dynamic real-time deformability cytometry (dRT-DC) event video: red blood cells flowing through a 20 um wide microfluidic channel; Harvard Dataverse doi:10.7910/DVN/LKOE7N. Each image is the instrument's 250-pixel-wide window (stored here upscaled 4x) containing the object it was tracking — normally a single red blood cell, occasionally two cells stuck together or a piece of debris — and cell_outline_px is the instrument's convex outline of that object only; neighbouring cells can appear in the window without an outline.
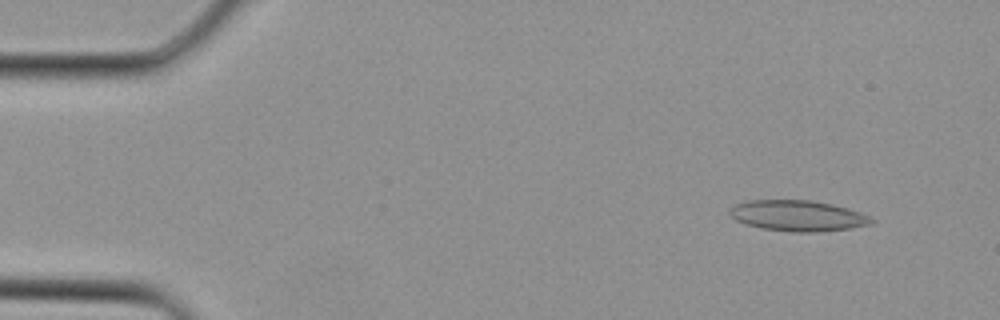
{"species": "Egyptian fruit bat (a non-hibernating species)", "species_latin": "Rousettus aegyptiacus", "temperature_condition": "cold", "stored_images_in_passage": 2, "camera_frame_rate_fps": 3000, "um_per_image_px": 0.085, "animal": {"sex": "female"}, "frame": {"image": 1, "passage_image": 1, "time_ms": 0.0, "image_size_px": [1000, 320], "cell_outline_px": [[876, 220], [872, 224], [848, 228], [816, 232], [792, 232], [760, 228], [744, 224], [736, 220], [728, 212], [736, 204], [748, 200], [812, 200], [832, 204], [848, 208], [860, 212]], "centroid_in_image_um": [67.81, 18.33], "position_along_channel_um": 17.2, "area_um2": 25.43}}